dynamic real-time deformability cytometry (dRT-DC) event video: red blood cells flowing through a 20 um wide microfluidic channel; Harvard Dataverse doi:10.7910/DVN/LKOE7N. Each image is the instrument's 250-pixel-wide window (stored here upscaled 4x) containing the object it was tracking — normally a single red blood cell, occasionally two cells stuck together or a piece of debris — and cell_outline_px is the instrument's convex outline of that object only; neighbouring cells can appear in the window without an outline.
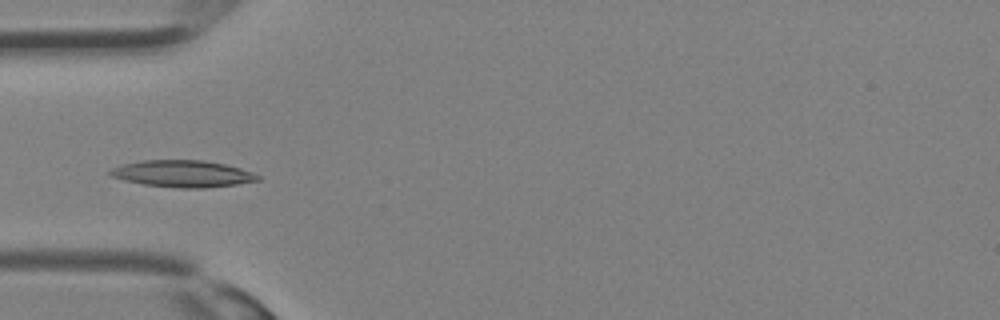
{"species": "Egyptian fruit bat (a non-hibernating species)", "species_latin": "Rousettus aegyptiacus", "temperature_condition": "room temperature", "stored_images_in_passage": 24, "camera_frame_rate_fps": 3000, "um_per_image_px": 0.085, "animal": {"sex": "female"}, "frame": {"image": 1, "passage_image": 2, "time_ms": 0.333, "image_size_px": [1000, 320], "cell_outline_px": [[260, 180], [236, 184], [204, 188], [180, 188], [144, 184], [124, 180], [112, 176], [108, 172], [112, 168], [120, 164], [140, 160], [204, 160], [224, 164], [240, 168], [252, 172], [260, 176]], "centroid_in_image_um": [15.51, 14.76], "position_along_channel_um": 69.5, "area_um2": 23.0}}
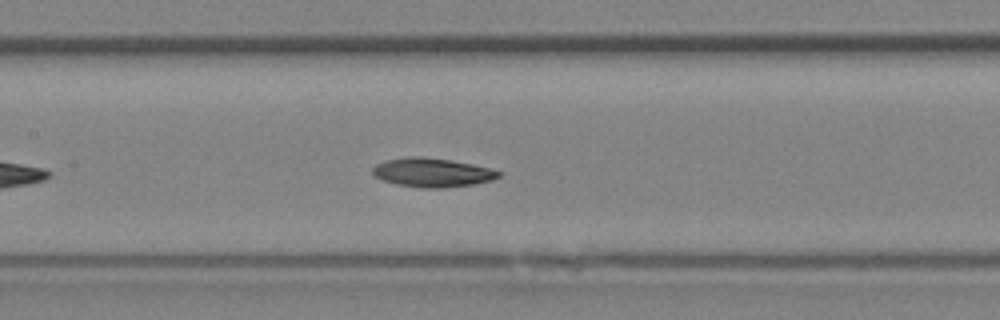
{"frame": {"image": 2, "passage_image": 7, "time_ms": 2.0, "image_size_px": [1000, 320], "cell_outline_px": [[500, 176], [492, 180], [472, 184], [440, 188], [420, 188], [396, 184], [384, 180], [376, 176], [372, 172], [372, 168], [376, 164], [384, 160], [408, 156], [420, 156], [452, 160], [472, 164], [488, 168], [500, 172]], "centroid_in_image_um": [36.7, 14.65], "position_along_channel_um": 170.7, "area_um2": 21.15}}
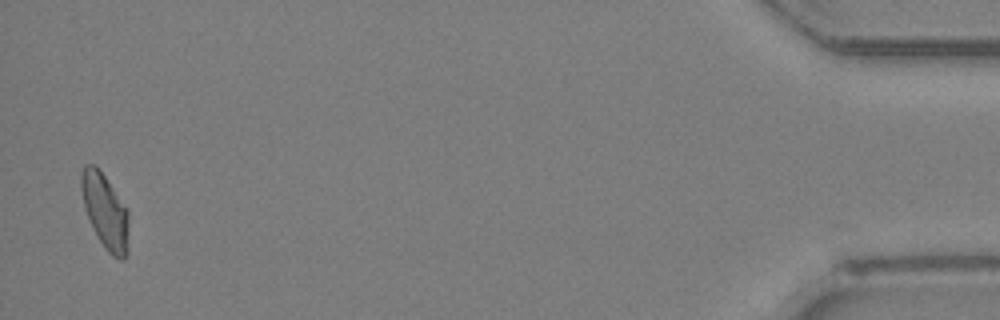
{"frame": {"image": 3, "passage_image": 24, "time_ms": 7.667, "image_size_px": [1000, 320], "cell_outline_px": [[128, 252], [124, 260], [120, 260], [112, 256], [104, 248], [92, 228], [84, 204], [80, 188], [80, 176], [84, 164], [92, 164], [104, 176], [128, 212]], "centroid_in_image_um": [8.93, 18.02], "position_along_channel_um": 426.3, "area_um2": 20.4}}